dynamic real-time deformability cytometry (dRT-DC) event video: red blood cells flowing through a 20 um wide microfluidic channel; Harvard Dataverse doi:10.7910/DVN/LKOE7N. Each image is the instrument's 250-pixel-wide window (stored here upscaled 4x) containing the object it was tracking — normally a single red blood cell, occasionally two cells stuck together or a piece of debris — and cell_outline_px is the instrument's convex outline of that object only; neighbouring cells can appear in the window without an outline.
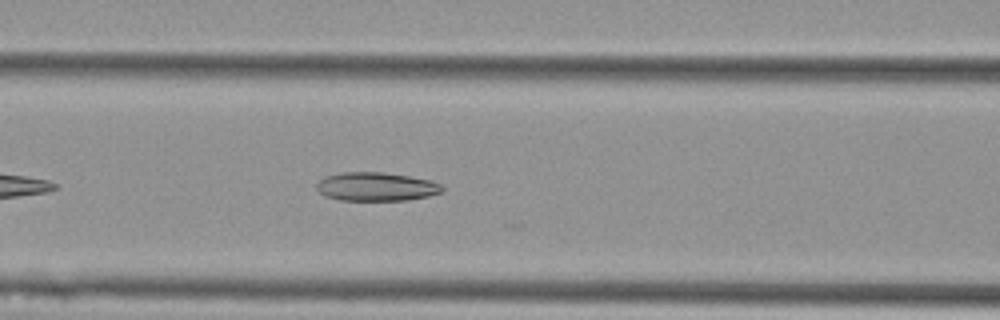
{"species": "Egyptian fruit bat (a non-hibernating species)", "species_latin": "Rousettus aegyptiacus", "temperature_condition": "cold", "stored_images_in_passage": 38, "camera_frame_rate_fps": 3000, "um_per_image_px": 0.085, "animal": {"sex": "female"}, "frame": {"image": 1, "passage_image": 8, "time_ms": 2.333, "image_size_px": [1000, 320], "cell_outline_px": [[444, 188], [440, 192], [428, 196], [408, 200], [340, 200], [324, 196], [316, 188], [316, 184], [324, 176], [344, 172], [380, 172], [408, 176], [432, 180], [440, 184]], "centroid_in_image_um": [31.96, 15.86], "position_along_channel_um": 134.6, "area_um2": 20.92}}
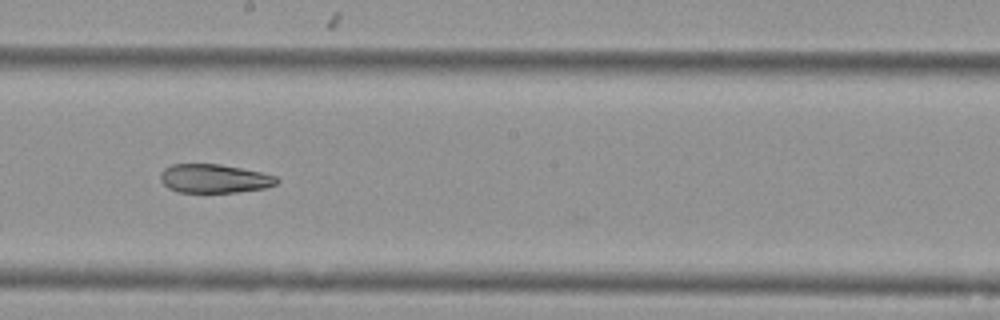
{"frame": {"image": 2, "passage_image": 16, "time_ms": 5.0, "image_size_px": [1000, 320], "cell_outline_px": [[280, 180], [276, 184], [264, 188], [236, 192], [176, 192], [168, 188], [160, 180], [160, 172], [164, 168], [172, 164], [220, 164], [260, 172], [276, 176]], "centroid_in_image_um": [18.18, 15.17], "position_along_channel_um": 230.0, "area_um2": 19.48}}
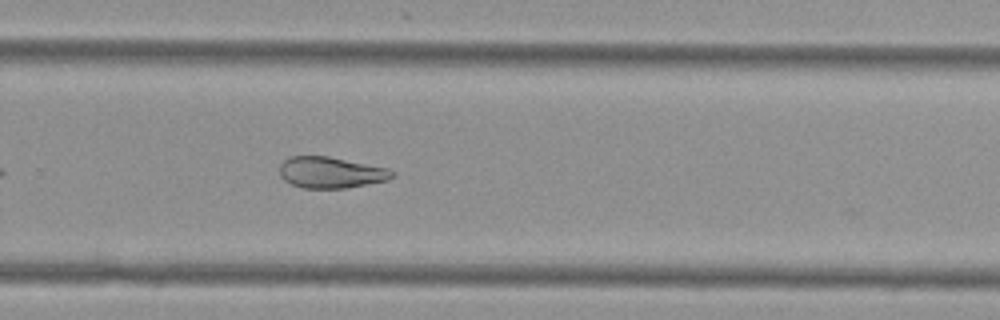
{"frame": {"image": 3, "passage_image": 22, "time_ms": 7.0, "image_size_px": [1000, 320], "cell_outline_px": [[396, 172], [388, 180], [344, 188], [300, 188], [284, 180], [280, 176], [280, 164], [288, 156], [328, 156], [388, 168]], "centroid_in_image_um": [28.09, 14.66], "position_along_channel_um": 301.7, "area_um2": 20.46}, "authors_computed_cell_mechanics": {"area_um2": 21.0392, "velocity_mm_per_s": 3.5917, "shape_relaxation_time_tau1_ms": null, "shape_relaxation_time_tau2_ms": 8.2404, "deformation_change_tau1": null, "deformation_change_tau2": 0.1738}}